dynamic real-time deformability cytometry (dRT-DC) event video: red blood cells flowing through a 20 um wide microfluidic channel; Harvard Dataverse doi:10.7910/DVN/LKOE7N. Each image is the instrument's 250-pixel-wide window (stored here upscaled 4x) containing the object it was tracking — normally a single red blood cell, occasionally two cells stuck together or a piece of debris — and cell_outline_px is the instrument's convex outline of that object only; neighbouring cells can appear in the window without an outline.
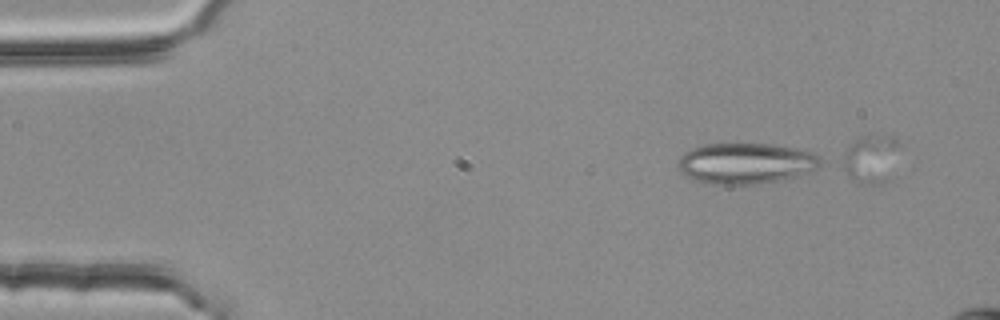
{"species": "common noctule bat (a hibernating species)", "species_latin": "Nyctalus noctula", "temperature_condition": "room temperature", "stored_images_in_passage": 4, "camera_frame_rate_fps": 3000, "um_per_image_px": 0.085, "animal": {"sex": "female", "body_mass_g": 25.1}, "frame": {"image": 1, "passage_image": 1, "time_ms": 0.0, "image_size_px": [1000, 320], "cell_outline_px": [[820, 164], [812, 172], [800, 176], [752, 184], [712, 184], [696, 180], [684, 176], [680, 172], [676, 164], [680, 156], [684, 152], [692, 148], [704, 144], [772, 144], [796, 148], [812, 152], [820, 160]], "centroid_in_image_um": [63.35, 13.88], "position_along_channel_um": 21.6, "area_um2": 33.93}}